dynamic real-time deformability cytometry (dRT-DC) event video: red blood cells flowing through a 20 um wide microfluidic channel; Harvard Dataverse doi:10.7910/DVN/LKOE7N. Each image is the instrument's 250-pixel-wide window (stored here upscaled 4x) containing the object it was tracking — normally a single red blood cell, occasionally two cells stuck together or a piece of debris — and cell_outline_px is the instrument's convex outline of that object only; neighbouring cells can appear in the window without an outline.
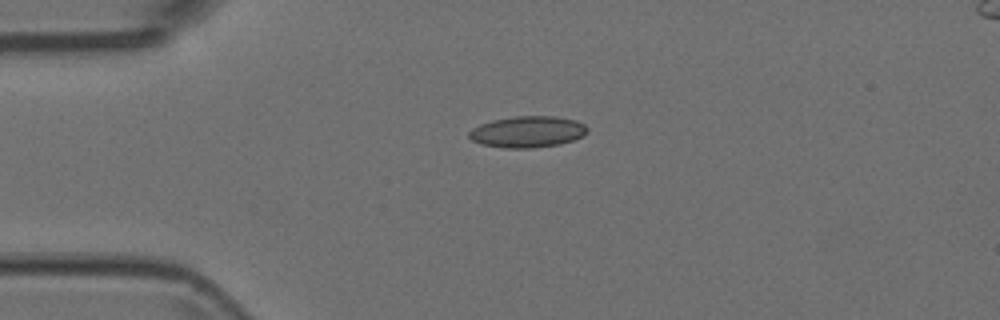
{"species": "Egyptian fruit bat (a non-hibernating species)", "species_latin": "Rousettus aegyptiacus", "temperature_condition": "room temperature", "stored_images_in_passage": 3, "camera_frame_rate_fps": 3000, "um_per_image_px": 0.085, "animal": {"sex": "female"}, "frame": {"image": 1, "passage_image": 2, "time_ms": 0.333, "image_size_px": [1000, 320], "cell_outline_px": [[588, 132], [584, 136], [560, 144], [532, 148], [504, 148], [480, 144], [472, 140], [468, 136], [468, 132], [472, 128], [480, 124], [492, 120], [516, 116], [556, 116], [576, 120], [584, 124], [588, 128]], "centroid_in_image_um": [44.85, 11.2], "position_along_channel_um": 40.2, "area_um2": 21.79}}